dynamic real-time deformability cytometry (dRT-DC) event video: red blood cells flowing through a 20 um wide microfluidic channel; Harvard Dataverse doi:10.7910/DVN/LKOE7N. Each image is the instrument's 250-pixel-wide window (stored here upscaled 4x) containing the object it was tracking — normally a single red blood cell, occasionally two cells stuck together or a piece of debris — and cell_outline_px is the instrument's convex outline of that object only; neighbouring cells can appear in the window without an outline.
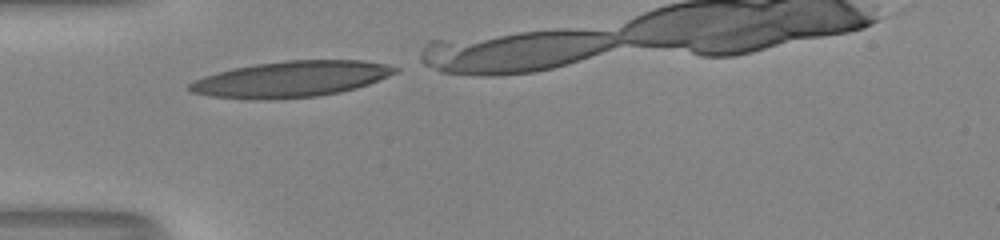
{"species": "human", "species_latin": "Homo sapiens", "temperature_condition": "room temperature", "stored_images_in_passage": 5, "camera_frame_rate_fps": 3000, "um_per_image_px": 0.085, "donor": {"sex": "male"}, "frame": {"image": 1, "passage_image": 1, "time_ms": 0.0, "image_size_px": [1000, 240], "cell_outline_px": [[400, 72], [368, 84], [356, 88], [340, 92], [316, 96], [268, 100], [248, 100], [208, 96], [192, 92], [188, 88], [188, 84], [204, 76], [232, 68], [256, 64], [284, 60], [364, 60], [384, 64], [400, 68]], "centroid_in_image_um": [24.74, 6.73], "position_along_channel_um": 60.3, "area_um2": 43.35}}